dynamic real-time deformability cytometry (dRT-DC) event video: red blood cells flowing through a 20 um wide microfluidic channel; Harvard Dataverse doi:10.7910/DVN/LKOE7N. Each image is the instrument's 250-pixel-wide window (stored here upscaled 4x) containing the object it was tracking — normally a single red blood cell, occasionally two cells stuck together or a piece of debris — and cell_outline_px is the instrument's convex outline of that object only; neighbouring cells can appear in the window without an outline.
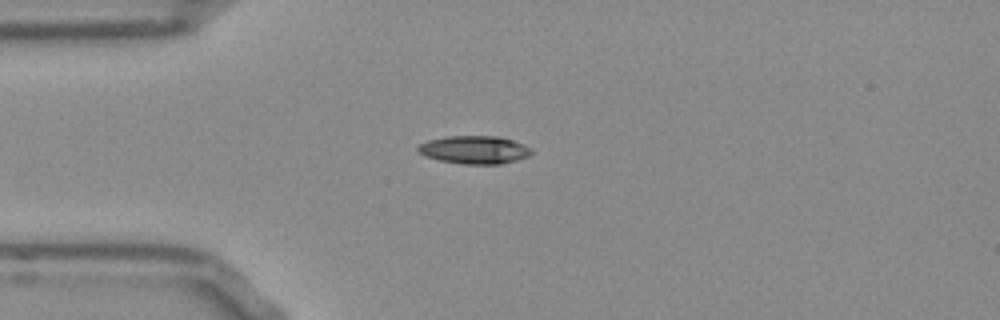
{"species": "Egyptian fruit bat (a non-hibernating species)", "species_latin": "Rousettus aegyptiacus", "temperature_condition": "room temperature", "stored_images_in_passage": 40, "camera_frame_rate_fps": 3000, "um_per_image_px": 0.085, "frame": {"image": 1, "passage_image": 1, "time_ms": 0.0, "image_size_px": [1000, 320], "cell_outline_px": [[532, 152], [528, 156], [516, 160], [500, 164], [460, 164], [440, 160], [424, 156], [416, 152], [416, 148], [420, 144], [428, 140], [448, 136], [500, 136], [524, 144], [532, 148]], "centroid_in_image_um": [40.31, 12.73], "position_along_channel_um": 44.7, "area_um2": 18.67}}
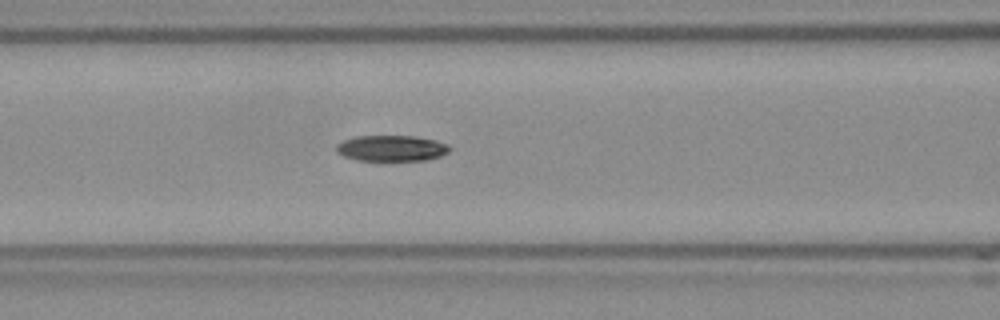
{"frame": {"image": 2, "passage_image": 9, "time_ms": 2.667, "image_size_px": [1000, 320], "cell_outline_px": [[452, 148], [448, 152], [440, 156], [428, 160], [356, 160], [344, 156], [336, 152], [336, 144], [344, 140], [356, 136], [416, 136], [436, 140], [448, 144]], "centroid_in_image_um": [33.3, 12.59], "position_along_channel_um": 133.3, "area_um2": 17.17}}
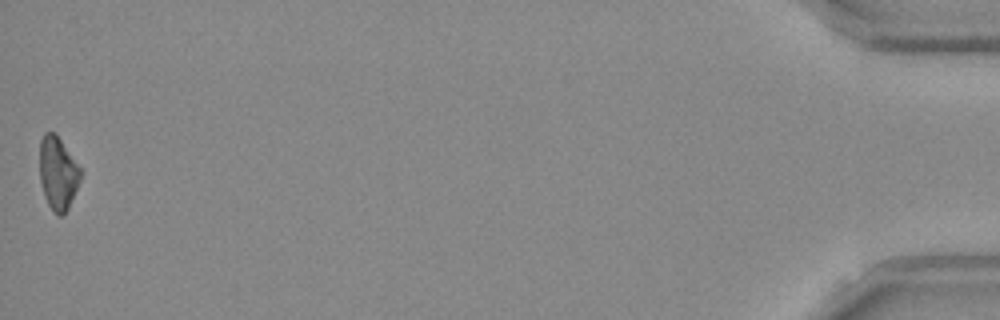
{"frame": {"image": 3, "passage_image": 40, "time_ms": 13.0, "image_size_px": [1000, 320], "cell_outline_px": [[80, 180], [68, 208], [60, 216], [56, 216], [52, 212], [44, 196], [40, 180], [40, 140], [44, 132], [56, 132], [80, 168]], "centroid_in_image_um": [4.9, 14.71], "position_along_channel_um": 430.3, "area_um2": 17.34}, "authors_computed_cell_mechanics": {"area_um2": 17.5134, "velocity_mm_per_s": 3.8659, "shape_relaxation_time_tau1_ms": 4.0386, "shape_relaxation_time_tau2_ms": null, "deformation_change_tau1": 0.1315, "deformation_change_tau2": null}}